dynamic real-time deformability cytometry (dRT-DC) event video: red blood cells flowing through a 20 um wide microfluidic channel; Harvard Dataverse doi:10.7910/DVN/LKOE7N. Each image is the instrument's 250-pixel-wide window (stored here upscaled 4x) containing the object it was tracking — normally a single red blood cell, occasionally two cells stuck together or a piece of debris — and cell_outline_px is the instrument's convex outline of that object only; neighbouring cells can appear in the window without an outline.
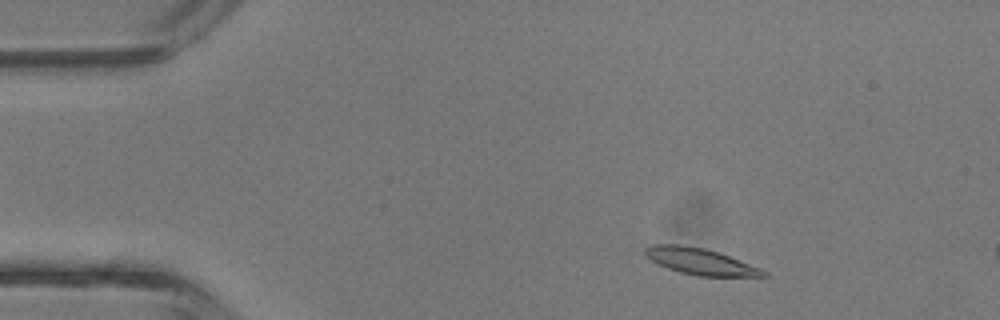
{"species": "common noctule bat (a hibernating species)", "species_latin": "Nyctalus noctula", "temperature_condition": "room temperature", "stored_images_in_passage": 9, "camera_frame_rate_fps": 3000, "um_per_image_px": 0.085, "animal": {"sex": "male", "body_mass_g": 13.3}, "frame": {"image": 1, "passage_image": 4, "time_ms": 1.0, "image_size_px": [1000, 320], "cell_outline_px": [[768, 276], [696, 276], [680, 272], [668, 268], [652, 260], [644, 252], [644, 248], [652, 244], [680, 244], [704, 248], [720, 252], [760, 268], [768, 272]], "centroid_in_image_um": [59.54, 22.21], "position_along_channel_um": 25.5, "area_um2": 18.09}}